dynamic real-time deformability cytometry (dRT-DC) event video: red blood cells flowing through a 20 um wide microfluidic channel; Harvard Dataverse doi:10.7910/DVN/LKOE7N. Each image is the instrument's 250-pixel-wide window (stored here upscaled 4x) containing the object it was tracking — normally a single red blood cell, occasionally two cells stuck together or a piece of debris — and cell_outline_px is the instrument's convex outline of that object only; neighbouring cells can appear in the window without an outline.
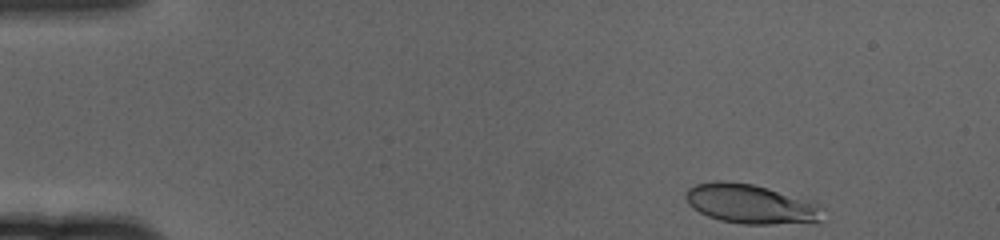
{"species": "human", "species_latin": "Homo sapiens", "temperature_condition": "cold", "stored_images_in_passage": 54, "camera_frame_rate_fps": 3000, "um_per_image_px": 0.085, "donor": {"sex": "female"}, "frame": {"image": 1, "passage_image": 1, "time_ms": 0.0, "image_size_px": [1000, 240], "cell_outline_px": [[824, 208], [820, 220], [772, 224], [744, 224], [720, 220], [708, 216], [692, 208], [688, 204], [684, 196], [688, 188], [696, 184], [716, 180], [720, 180], [752, 184], [768, 188], [812, 200]], "centroid_in_image_um": [63.78, 17.32], "position_along_channel_um": 21.2, "area_um2": 31.39}}
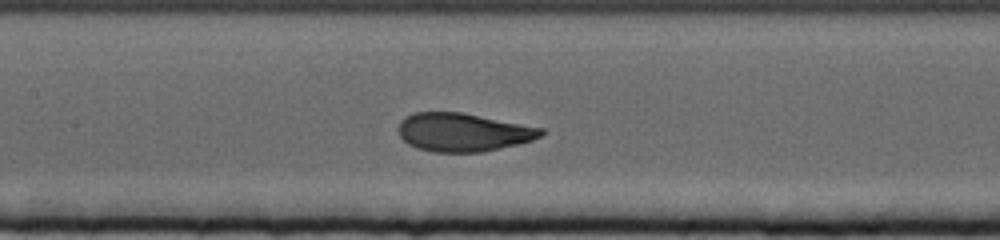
{"frame": {"image": 2, "passage_image": 23, "time_ms": 7.333, "image_size_px": [1000, 240], "cell_outline_px": [[544, 132], [540, 136], [532, 140], [516, 144], [480, 152], [432, 152], [416, 148], [408, 144], [400, 136], [396, 128], [400, 120], [404, 116], [416, 112], [460, 112], [544, 128]], "centroid_in_image_um": [39.29, 11.23], "position_along_channel_um": 168.1, "area_um2": 31.85}}
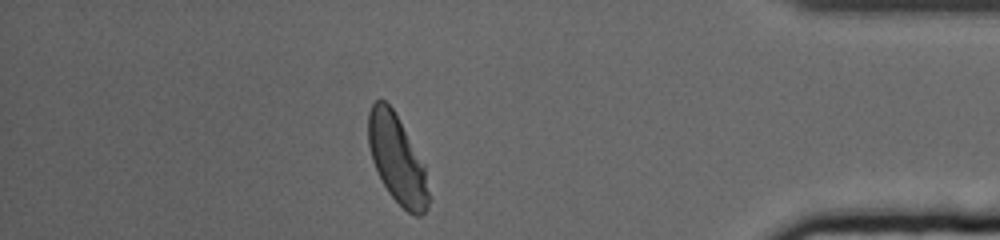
{"frame": {"image": 3, "passage_image": 47, "time_ms": 15.333, "image_size_px": [1000, 240], "cell_outline_px": [[432, 200], [428, 208], [420, 216], [416, 216], [408, 212], [388, 192], [372, 160], [368, 144], [368, 112], [372, 104], [376, 100], [384, 100], [392, 108], [424, 164]], "centroid_in_image_um": [33.78, 13.57], "position_along_channel_um": 401.4, "area_um2": 30.87}, "authors_computed_cell_mechanics": {"area_um2": 31.9056, "velocity_mm_per_s": 3.3453, "shape_relaxation_time_tau1_ms": 3.2278, "shape_relaxation_time_tau2_ms": null, "deformation_change_tau1": 0.1683, "deformation_change_tau2": null}}